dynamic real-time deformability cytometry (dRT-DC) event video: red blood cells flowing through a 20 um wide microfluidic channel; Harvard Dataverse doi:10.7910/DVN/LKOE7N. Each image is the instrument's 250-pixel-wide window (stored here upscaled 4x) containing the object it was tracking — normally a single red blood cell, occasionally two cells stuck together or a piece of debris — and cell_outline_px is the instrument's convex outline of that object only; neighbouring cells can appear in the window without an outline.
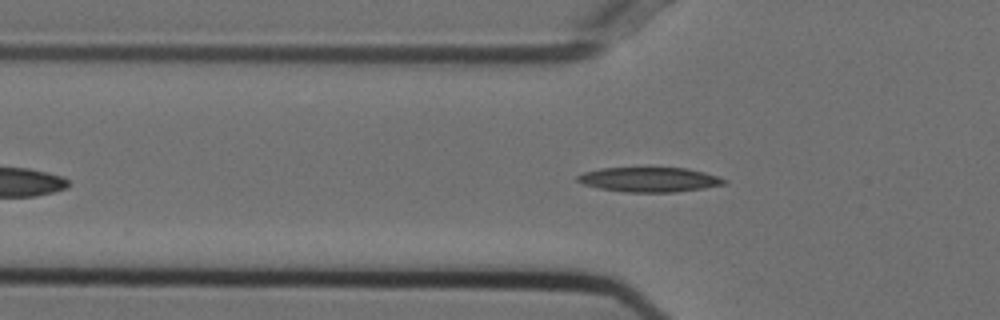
{"species": "Egyptian fruit bat (a non-hibernating species)", "species_latin": "Rousettus aegyptiacus", "temperature_condition": "cold", "stored_images_in_passage": 36, "camera_frame_rate_fps": 3000, "um_per_image_px": 0.085, "animal": {"sex": "female"}, "frame": {"image": 1, "passage_image": 2, "time_ms": 0.333, "image_size_px": [1000, 320], "cell_outline_px": [[724, 184], [704, 188], [676, 192], [624, 192], [600, 188], [584, 184], [576, 180], [576, 176], [584, 172], [600, 168], [688, 168], [704, 172], [716, 176], [724, 180]], "centroid_in_image_um": [55.15, 15.26], "position_along_channel_um": 70.6, "area_um2": 20.87}}
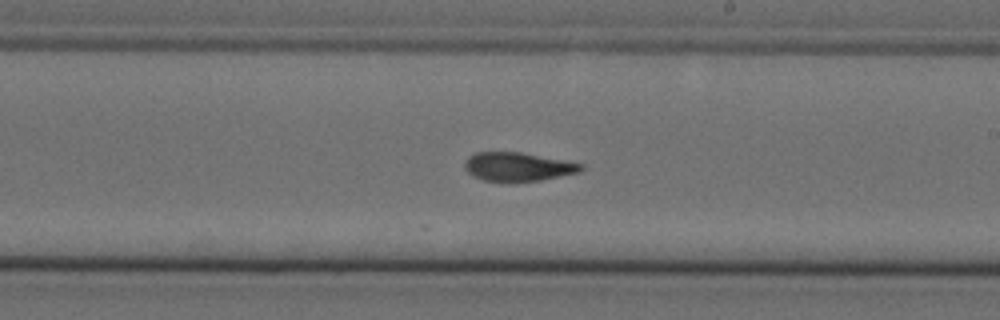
{"frame": {"image": 2, "passage_image": 16, "time_ms": 5.0, "image_size_px": [1000, 320], "cell_outline_px": [[584, 168], [580, 172], [540, 180], [484, 180], [472, 176], [464, 168], [464, 164], [468, 156], [476, 152], [520, 152], [584, 164]], "centroid_in_image_um": [44.01, 14.15], "position_along_channel_um": 245.0, "area_um2": 19.07}}
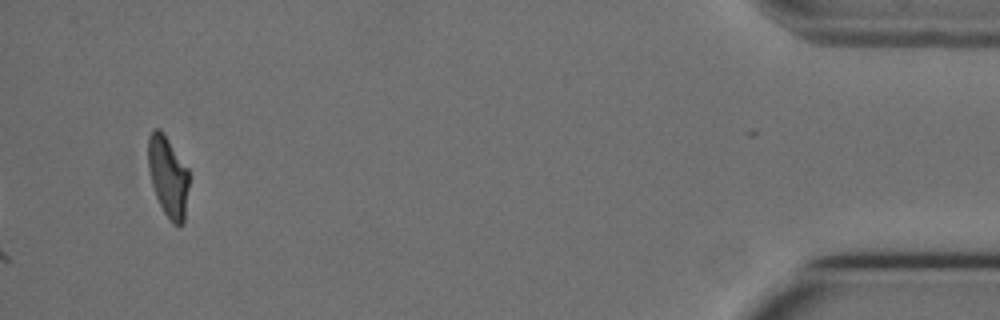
{"frame": {"image": 3, "passage_image": 36, "time_ms": 11.667, "image_size_px": [1000, 320], "cell_outline_px": [[188, 188], [184, 224], [180, 228], [172, 224], [164, 212], [156, 196], [152, 184], [148, 168], [148, 136], [152, 128], [160, 128], [164, 132], [188, 168]], "centroid_in_image_um": [14.28, 14.99], "position_along_channel_um": 420.9, "area_um2": 19.54}, "authors_computed_cell_mechanics": {"area_um2": 19.9121, "velocity_mm_per_s": 3.7241, "shape_relaxation_time_tau1_ms": null, "shape_relaxation_time_tau2_ms": 2.6581, "deformation_change_tau1": null, "deformation_change_tau2": 0.0956}}